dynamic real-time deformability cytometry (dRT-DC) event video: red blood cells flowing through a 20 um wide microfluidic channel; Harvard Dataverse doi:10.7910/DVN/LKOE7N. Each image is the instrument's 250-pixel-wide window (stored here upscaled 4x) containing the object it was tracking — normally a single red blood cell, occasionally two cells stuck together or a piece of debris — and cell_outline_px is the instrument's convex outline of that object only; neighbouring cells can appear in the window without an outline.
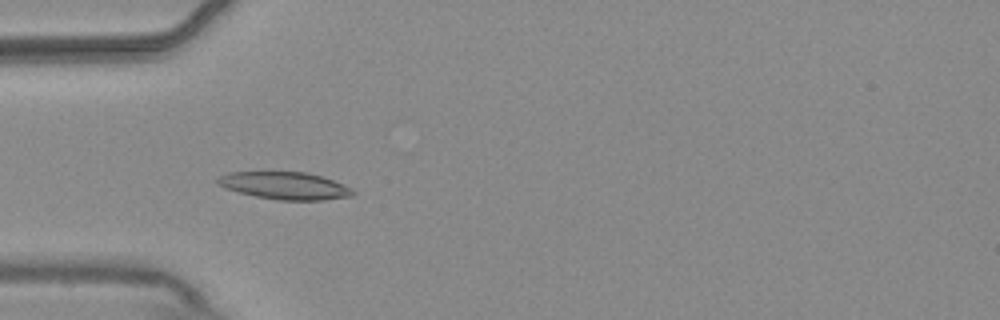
{"species": "common noctule bat (a hibernating species)", "species_latin": "Nyctalus noctula", "temperature_condition": "warm", "stored_images_in_passage": 55, "camera_frame_rate_fps": 3000, "um_per_image_px": 0.085, "animal": {"sex": "male", "body_mass_g": 20.4}, "frame": {"image": 1, "passage_image": 17, "time_ms": 5.333, "image_size_px": [1000, 320], "cell_outline_px": [[356, 192], [352, 196], [324, 200], [280, 200], [256, 196], [224, 188], [216, 184], [216, 180], [220, 176], [228, 172], [308, 172], [332, 180], [352, 188]], "centroid_in_image_um": [24.21, 15.78], "position_along_channel_um": 60.8, "area_um2": 21.5}}
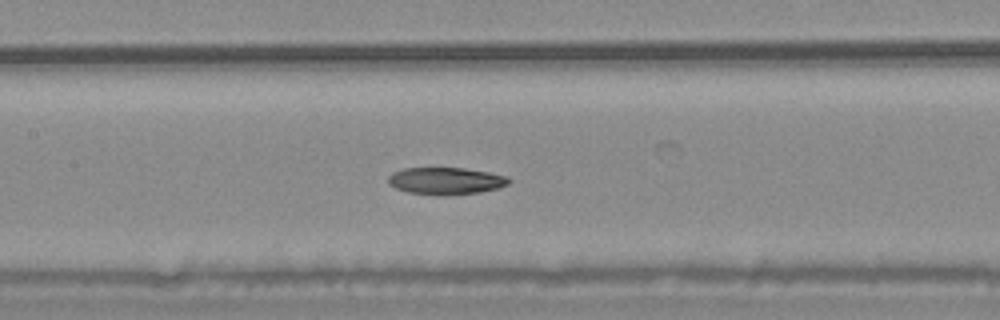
{"frame": {"image": 2, "passage_image": 26, "time_ms": 8.333, "image_size_px": [1000, 320], "cell_outline_px": [[512, 180], [508, 184], [496, 188], [480, 192], [408, 192], [396, 188], [388, 184], [388, 176], [392, 172], [404, 168], [464, 168], [488, 172], [508, 176]], "centroid_in_image_um": [37.89, 15.31], "position_along_channel_um": 169.5, "area_um2": 18.09}}
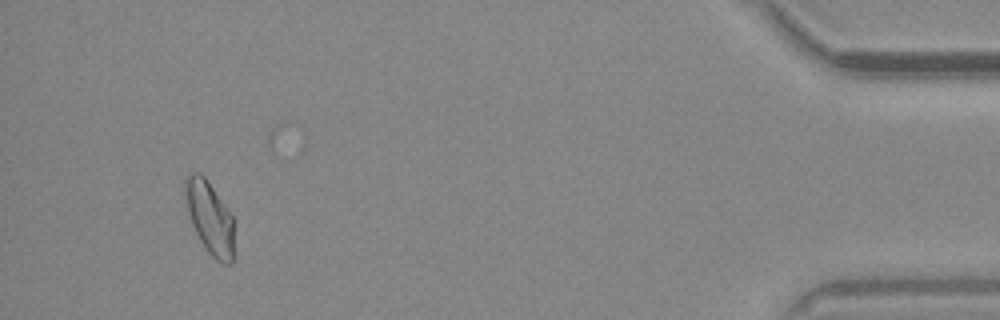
{"frame": {"image": 3, "passage_image": 52, "time_ms": 17.0, "image_size_px": [1000, 320], "cell_outline_px": [[236, 260], [232, 264], [220, 264], [208, 252], [200, 240], [192, 224], [188, 212], [184, 192], [184, 180], [192, 172], [200, 172], [204, 176], [228, 208], [232, 216]], "centroid_in_image_um": [17.87, 18.56], "position_along_channel_um": 417.3, "area_um2": 21.15}, "authors_computed_cell_mechanics": {"area_um2": 20.1144, "velocity_mm_per_s": 3.6851, "shape_relaxation_time_tau1_ms": 7.7021, "shape_relaxation_time_tau2_ms": null, "deformation_change_tau1": 0.1599, "deformation_change_tau2": null}}